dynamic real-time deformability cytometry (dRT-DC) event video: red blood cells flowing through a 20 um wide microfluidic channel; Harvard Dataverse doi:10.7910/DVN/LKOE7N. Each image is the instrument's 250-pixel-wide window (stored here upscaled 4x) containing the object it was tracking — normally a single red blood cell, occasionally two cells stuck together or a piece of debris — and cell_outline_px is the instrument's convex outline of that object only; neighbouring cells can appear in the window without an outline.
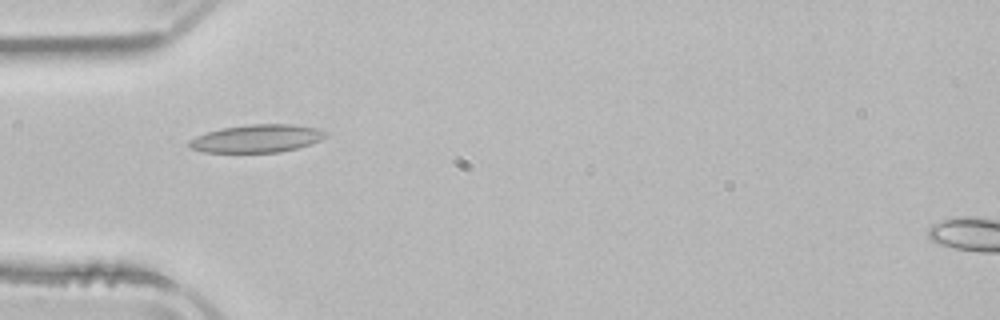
{"species": "common noctule bat (a hibernating species)", "species_latin": "Nyctalus noctula", "temperature_condition": "room temperature", "stored_images_in_passage": 3, "camera_frame_rate_fps": 3000, "um_per_image_px": 0.085, "animal": {"sex": "male", "body_mass_g": 21.5, "forearm_length_mm": 52.0}, "frame": {"image": 1, "passage_image": 3, "time_ms": 4.0, "image_size_px": [1000, 320], "cell_outline_px": [[328, 136], [320, 140], [296, 148], [280, 152], [204, 152], [188, 148], [188, 140], [196, 136], [208, 132], [224, 128], [248, 124], [296, 124], [320, 128], [328, 132]], "centroid_in_image_um": [21.86, 11.76], "position_along_channel_um": 63.1, "area_um2": 22.25}}